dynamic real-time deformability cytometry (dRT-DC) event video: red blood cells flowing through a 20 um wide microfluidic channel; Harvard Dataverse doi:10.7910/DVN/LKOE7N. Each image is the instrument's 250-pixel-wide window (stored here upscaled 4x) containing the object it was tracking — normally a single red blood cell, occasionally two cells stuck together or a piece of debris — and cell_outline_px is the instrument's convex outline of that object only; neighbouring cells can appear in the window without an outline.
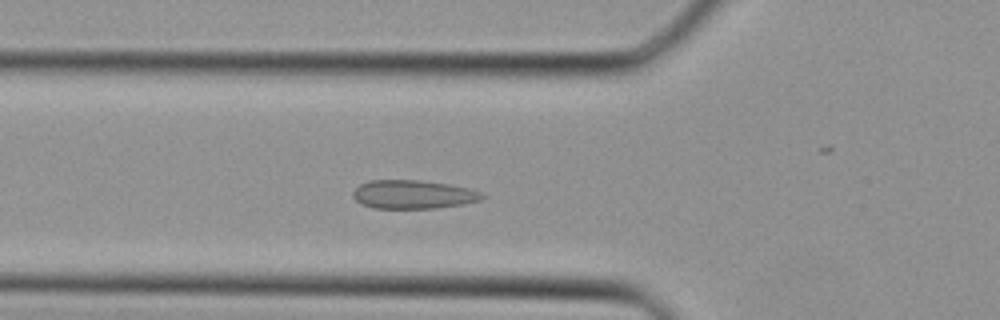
{"species": "Egyptian fruit bat (a non-hibernating species)", "species_latin": "Rousettus aegyptiacus", "temperature_condition": "cold", "stored_images_in_passage": 27, "camera_frame_rate_fps": 3000, "um_per_image_px": 0.085, "animal": {"sex": "female"}, "frame": {"image": 1, "passage_image": 3, "time_ms": 0.667, "image_size_px": [1000, 320], "cell_outline_px": [[488, 196], [480, 200], [464, 204], [436, 208], [372, 208], [356, 200], [352, 196], [352, 192], [360, 184], [368, 180], [420, 180], [448, 184], [468, 188], [480, 192]], "centroid_in_image_um": [35.13, 16.52], "position_along_channel_um": 90.7, "area_um2": 21.56}}
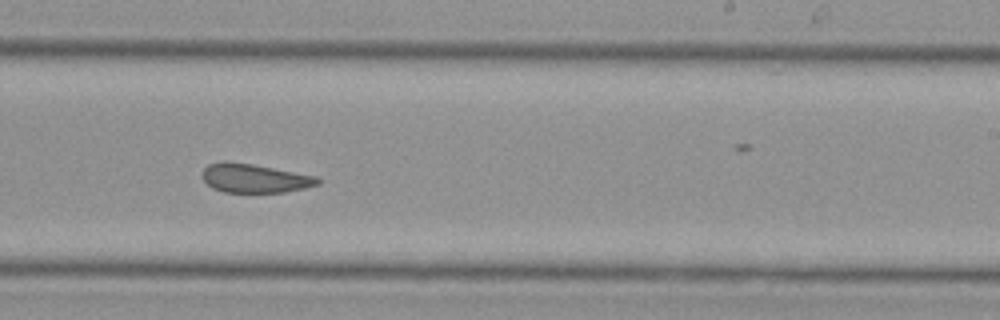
{"frame": {"image": 2, "passage_image": 13, "time_ms": 4.0, "image_size_px": [1000, 320], "cell_outline_px": [[320, 184], [304, 188], [284, 192], [224, 192], [212, 188], [204, 180], [204, 168], [208, 164], [224, 160], [228, 160], [252, 164], [316, 176], [320, 180]], "centroid_in_image_um": [21.63, 15.14], "position_along_channel_um": 267.4, "area_um2": 19.31}}
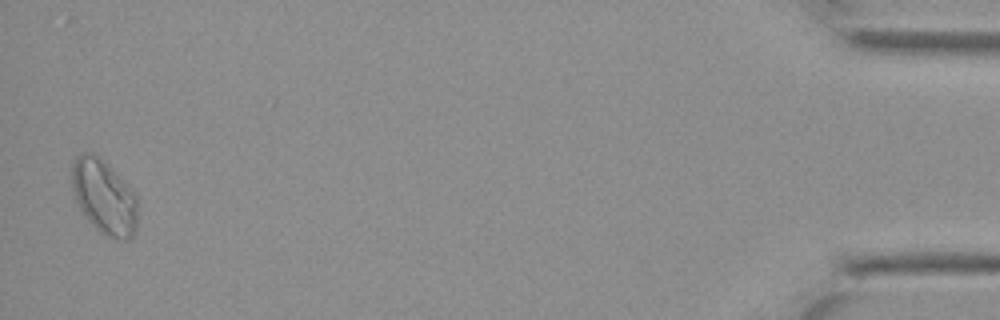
{"frame": {"image": 3, "passage_image": 27, "time_ms": 8.667, "image_size_px": [1000, 320], "cell_outline_px": [[136, 232], [128, 240], [116, 240], [104, 236], [84, 216], [76, 200], [72, 184], [72, 164], [76, 156], [84, 152], [92, 152], [104, 160], [108, 164], [136, 196]], "centroid_in_image_um": [8.83, 16.76], "position_along_channel_um": 426.4, "area_um2": 28.38}}